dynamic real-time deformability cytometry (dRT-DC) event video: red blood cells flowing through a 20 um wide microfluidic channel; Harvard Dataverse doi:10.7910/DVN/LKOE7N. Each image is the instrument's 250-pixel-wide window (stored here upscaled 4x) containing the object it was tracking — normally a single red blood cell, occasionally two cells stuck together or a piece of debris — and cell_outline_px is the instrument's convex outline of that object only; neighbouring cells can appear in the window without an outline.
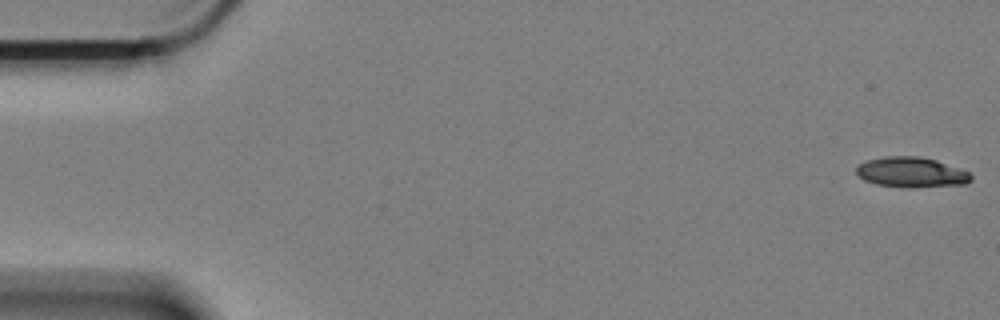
{"species": "Egyptian fruit bat (a non-hibernating species)", "species_latin": "Rousettus aegyptiacus", "temperature_condition": "cold", "stored_images_in_passage": 60, "segment_of_instrument_passage": [1, 2], "camera_frame_rate_fps": 3000, "um_per_image_px": 0.085, "animal": {"sex": "female"}, "frame": {"image": 1, "passage_image": 1, "time_ms": 0.0, "image_size_px": [1000, 320], "cell_outline_px": [[972, 180], [964, 184], [912, 188], [908, 188], [876, 184], [864, 180], [856, 172], [856, 168], [860, 164], [868, 160], [884, 156], [916, 156], [936, 160], [968, 172], [972, 176]], "centroid_in_image_um": [77.45, 14.65], "position_along_channel_um": 7.5, "area_um2": 20.06}}
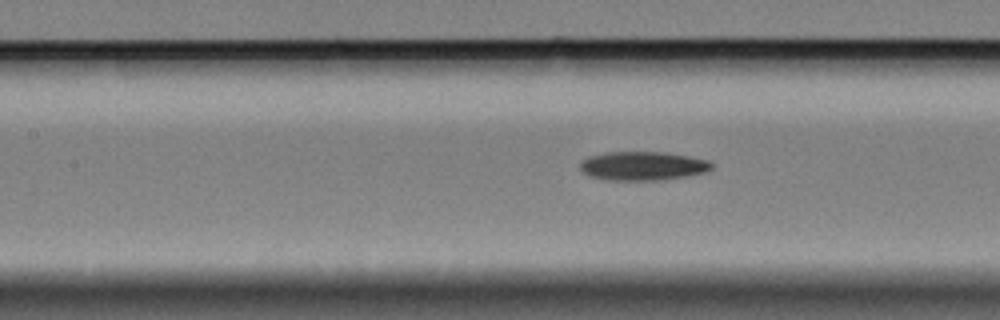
{"frame": {"image": 2, "passage_image": 26, "time_ms": 8.333, "image_size_px": [1000, 320], "cell_outline_px": [[712, 168], [704, 172], [684, 176], [652, 180], [612, 180], [592, 176], [584, 172], [580, 168], [580, 164], [588, 156], [608, 152], [664, 152], [688, 156], [708, 160], [712, 164]], "centroid_in_image_um": [54.63, 14.09], "position_along_channel_um": 152.8, "area_um2": 21.62}}
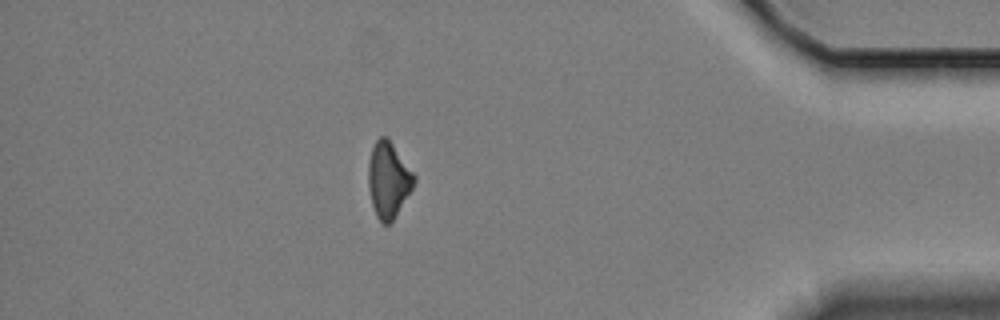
{"frame": {"image": 3, "passage_image": 52, "time_ms": 17.0, "image_size_px": [1000, 320], "cell_outline_px": [[416, 180], [412, 188], [392, 220], [388, 224], [384, 224], [376, 216], [372, 204], [368, 188], [368, 164], [372, 148], [376, 140], [380, 136], [388, 136], [416, 176]], "centroid_in_image_um": [33.0, 15.23], "position_along_channel_um": 402.2, "area_um2": 20.06}}